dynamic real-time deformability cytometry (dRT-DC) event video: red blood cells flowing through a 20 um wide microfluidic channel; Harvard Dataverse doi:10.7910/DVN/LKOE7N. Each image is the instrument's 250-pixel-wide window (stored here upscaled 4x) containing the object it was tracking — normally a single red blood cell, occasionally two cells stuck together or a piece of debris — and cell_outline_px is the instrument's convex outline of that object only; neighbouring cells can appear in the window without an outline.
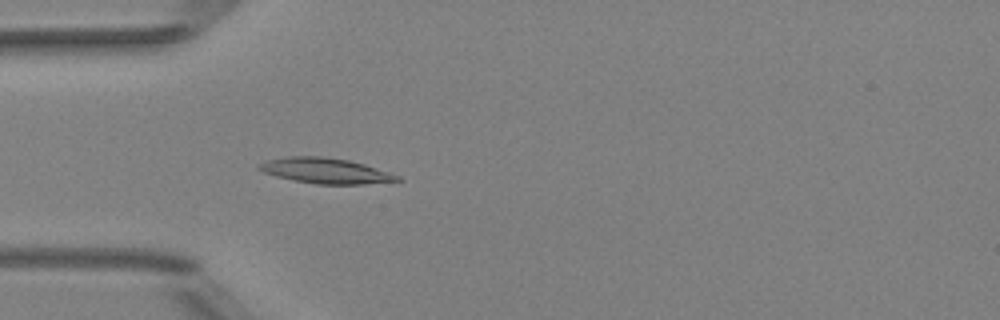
{"species": "Egyptian fruit bat (a non-hibernating species)", "species_latin": "Rousettus aegyptiacus", "temperature_condition": "room temperature", "stored_images_in_passage": 43, "camera_frame_rate_fps": 3000, "um_per_image_px": 0.085, "animal": {"sex": "female"}, "frame": {"image": 1, "passage_image": 16, "time_ms": 5.0, "image_size_px": [1000, 320], "cell_outline_px": [[404, 180], [364, 184], [316, 184], [276, 176], [264, 172], [256, 168], [260, 164], [268, 160], [288, 156], [320, 156], [348, 160], [364, 164], [400, 176]], "centroid_in_image_um": [27.69, 14.51], "position_along_channel_um": 57.3, "area_um2": 20.23}}
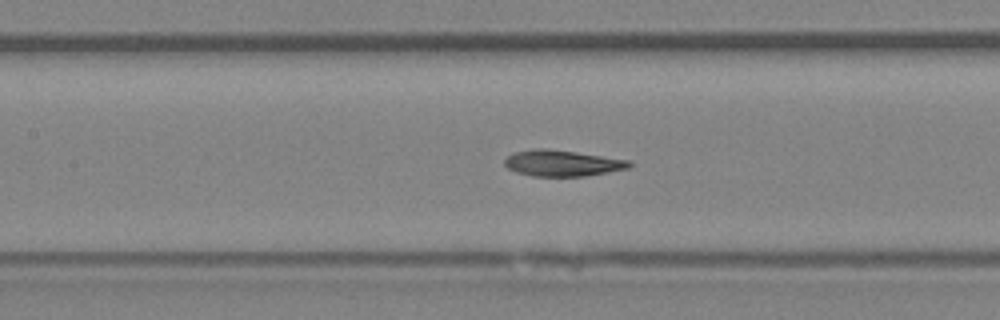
{"frame": {"image": 2, "passage_image": 24, "time_ms": 7.667, "image_size_px": [1000, 320], "cell_outline_px": [[632, 164], [628, 168], [608, 172], [584, 176], [532, 176], [516, 172], [508, 168], [504, 164], [504, 160], [512, 152], [536, 148], [544, 148], [576, 152], [632, 160]], "centroid_in_image_um": [47.78, 13.86], "position_along_channel_um": 159.6, "area_um2": 19.02}}
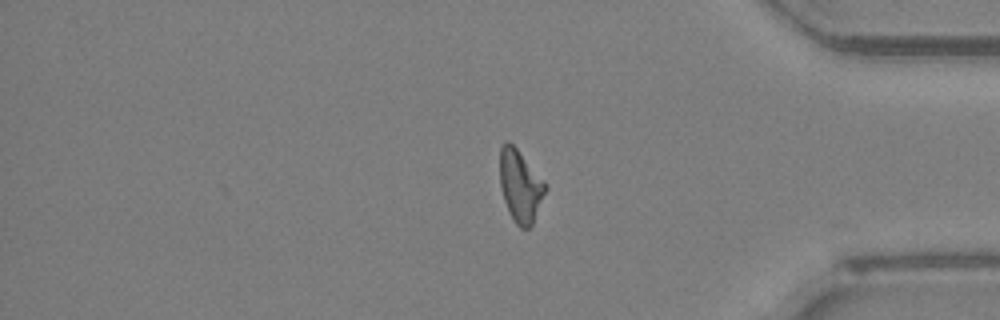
{"frame": {"image": 3, "passage_image": 43, "time_ms": 14.0, "image_size_px": [1000, 320], "cell_outline_px": [[548, 188], [532, 224], [528, 228], [520, 228], [516, 224], [508, 212], [504, 200], [500, 184], [500, 148], [504, 140], [508, 140], [516, 148], [548, 184]], "centroid_in_image_um": [44.23, 15.8], "position_along_channel_um": 391.0, "area_um2": 19.25}, "authors_computed_cell_mechanics": {"area_um2": 19.2474, "velocity_mm_per_s": 4.0018, "shape_relaxation_time_tau1_ms": null, "shape_relaxation_time_tau2_ms": 3.9714, "deformation_change_tau1": null, "deformation_change_tau2": 0.1248}}